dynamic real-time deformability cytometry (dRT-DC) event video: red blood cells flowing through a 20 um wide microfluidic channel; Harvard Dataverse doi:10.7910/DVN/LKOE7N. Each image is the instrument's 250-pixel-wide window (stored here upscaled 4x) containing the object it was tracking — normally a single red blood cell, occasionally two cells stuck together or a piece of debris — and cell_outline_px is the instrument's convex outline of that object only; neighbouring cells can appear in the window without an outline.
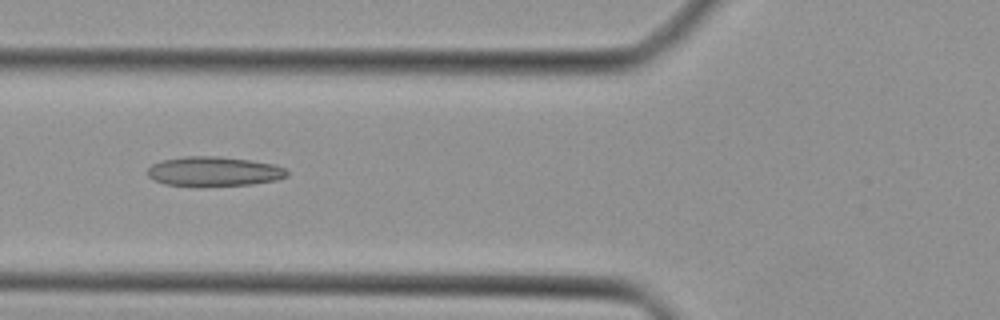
{"species": "Egyptian fruit bat (a non-hibernating species)", "species_latin": "Rousettus aegyptiacus", "temperature_condition": "cold", "stored_images_in_passage": 44, "camera_frame_rate_fps": 3000, "um_per_image_px": 0.085, "animal": {"sex": "female"}, "frame": {"image": 1, "passage_image": 17, "time_ms": 5.333, "image_size_px": [1000, 320], "cell_outline_px": [[288, 176], [276, 180], [252, 184], [200, 188], [164, 184], [148, 176], [148, 168], [152, 164], [164, 160], [184, 156], [220, 156], [248, 160], [272, 164], [284, 168], [288, 172]], "centroid_in_image_um": [18.16, 14.6], "position_along_channel_um": 107.6, "area_um2": 24.45}}
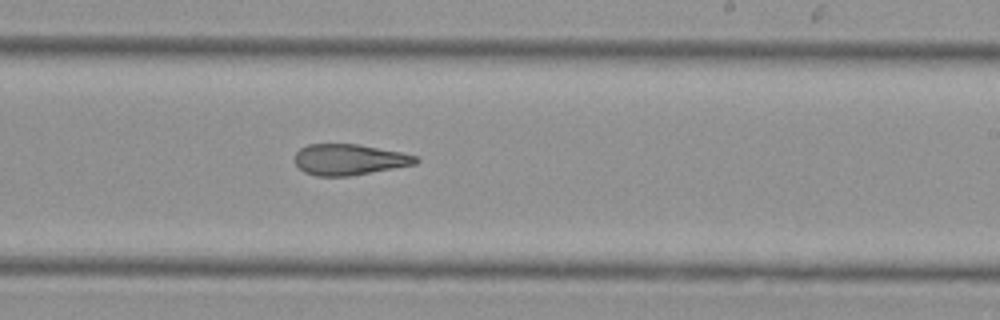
{"frame": {"image": 2, "passage_image": 27, "time_ms": 8.667, "image_size_px": [1000, 320], "cell_outline_px": [[420, 160], [416, 164], [348, 176], [316, 176], [304, 172], [296, 164], [296, 152], [300, 148], [308, 144], [356, 144], [400, 152], [416, 156]], "centroid_in_image_um": [29.67, 13.56], "position_along_channel_um": 259.3, "area_um2": 21.56}}
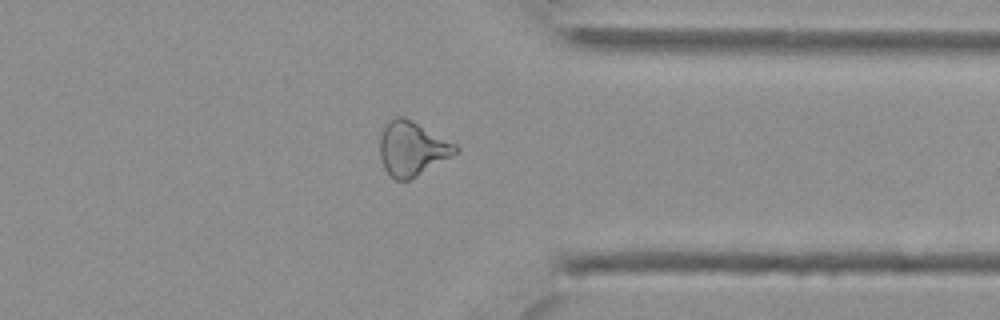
{"frame": {"image": 3, "passage_image": 35, "time_ms": 11.333, "image_size_px": [1000, 320], "cell_outline_px": [[460, 148], [452, 156], [416, 176], [408, 180], [396, 180], [384, 168], [380, 160], [380, 136], [388, 120], [396, 116], [404, 116], [412, 120], [456, 144]], "centroid_in_image_um": [35.01, 12.61], "position_along_channel_um": 376.4, "area_um2": 23.76}}